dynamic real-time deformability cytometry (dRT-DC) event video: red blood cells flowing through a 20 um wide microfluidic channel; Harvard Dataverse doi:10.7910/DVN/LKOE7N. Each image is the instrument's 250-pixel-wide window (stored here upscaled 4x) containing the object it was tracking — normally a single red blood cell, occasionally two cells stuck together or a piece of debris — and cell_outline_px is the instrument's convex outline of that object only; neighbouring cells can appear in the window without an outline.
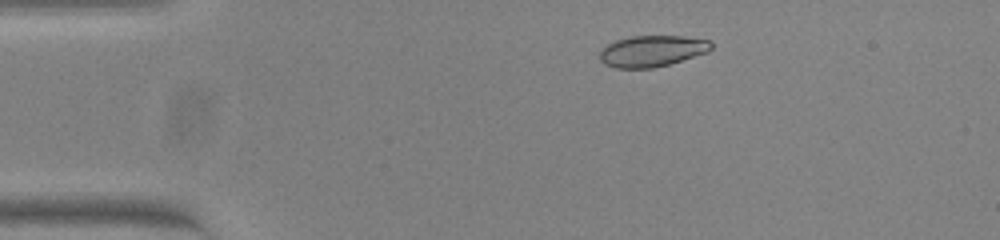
{"species": "common noctule bat (a hibernating species)", "species_latin": "Nyctalus noctula", "temperature_condition": "warm", "stored_images_in_passage": 51, "camera_frame_rate_fps": 3000, "um_per_image_px": 0.085, "animal": {"sex": "female", "body_mass_g": 23.0, "forearm_length_mm": 53.4}, "frame": {"image": 1, "passage_image": 7, "time_ms": 2.0, "image_size_px": [1000, 240], "cell_outline_px": [[712, 48], [708, 52], [668, 64], [652, 68], [616, 68], [604, 64], [600, 60], [600, 48], [616, 40], [632, 36], [684, 36], [708, 40], [712, 44]], "centroid_in_image_um": [55.39, 4.33], "position_along_channel_um": 29.6, "area_um2": 20.23}}
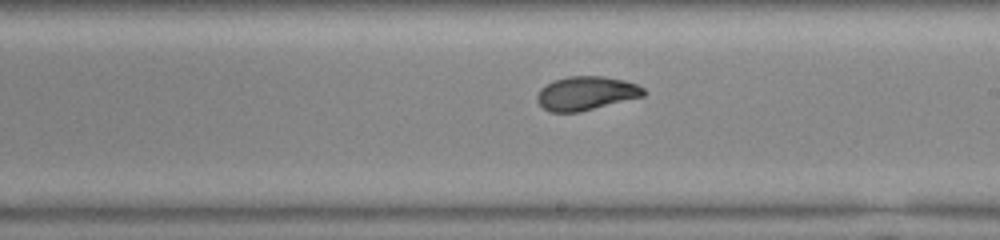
{"frame": {"image": 2, "passage_image": 28, "time_ms": 9.0, "image_size_px": [1000, 240], "cell_outline_px": [[644, 96], [580, 112], [548, 112], [536, 100], [536, 96], [540, 88], [556, 80], [568, 76], [604, 76], [624, 80], [636, 84], [644, 88]], "centroid_in_image_um": [49.81, 7.93], "position_along_channel_um": 239.2, "area_um2": 20.92}}
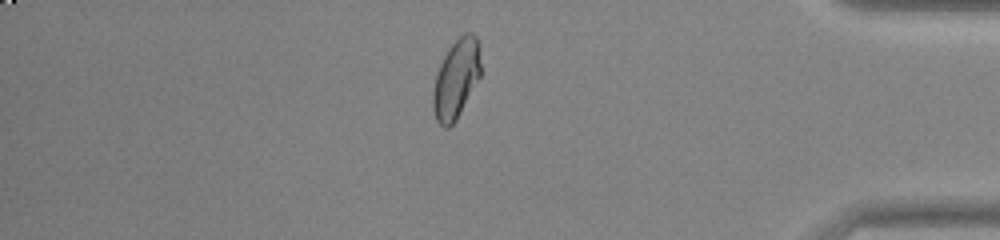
{"frame": {"image": 3, "passage_image": 43, "time_ms": 14.0, "image_size_px": [1000, 240], "cell_outline_px": [[480, 76], [456, 120], [448, 128], [444, 128], [436, 120], [432, 108], [432, 92], [436, 76], [440, 64], [448, 48], [464, 32], [472, 32], [476, 36], [480, 44]], "centroid_in_image_um": [38.77, 6.69], "position_along_channel_um": 396.4, "area_um2": 22.02}, "authors_computed_cell_mechanics": {"area_um2": 21.2704, "velocity_mm_per_s": 3.8127, "shape_relaxation_time_tau1_ms": 7.7937, "shape_relaxation_time_tau2_ms": 0.9437, "deformation_change_tau1": 0.2211, "deformation_change_tau2": 0.0547}}